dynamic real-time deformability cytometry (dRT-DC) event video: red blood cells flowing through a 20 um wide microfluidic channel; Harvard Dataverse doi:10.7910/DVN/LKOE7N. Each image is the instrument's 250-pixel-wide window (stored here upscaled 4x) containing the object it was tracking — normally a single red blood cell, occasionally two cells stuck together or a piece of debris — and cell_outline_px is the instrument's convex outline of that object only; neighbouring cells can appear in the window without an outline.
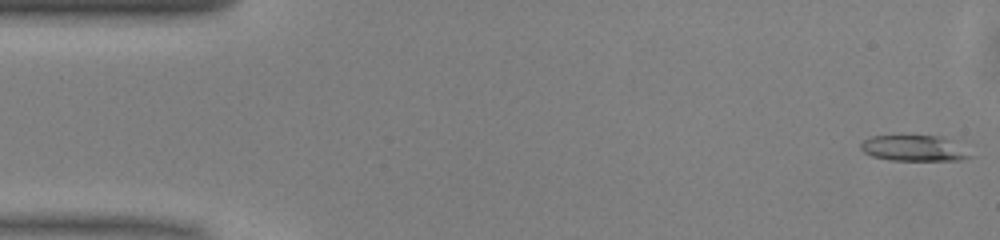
{"species": "common noctule bat (a hibernating species)", "species_latin": "Nyctalus noctula", "temperature_condition": "warm", "stored_images_in_passage": 49, "camera_frame_rate_fps": 3000, "um_per_image_px": 0.085, "animal": {"sex": "male", "body_mass_g": 13.0, "forearm_length_mm": 53.1}, "frame": {"image": 1, "passage_image": 1, "time_ms": 0.0, "image_size_px": [1000, 240], "cell_outline_px": [[976, 156], [960, 160], [888, 160], [872, 156], [864, 152], [860, 148], [860, 144], [864, 140], [872, 136], [944, 136]], "centroid_in_image_um": [77.7, 12.61], "position_along_channel_um": 7.3, "area_um2": 16.42}}
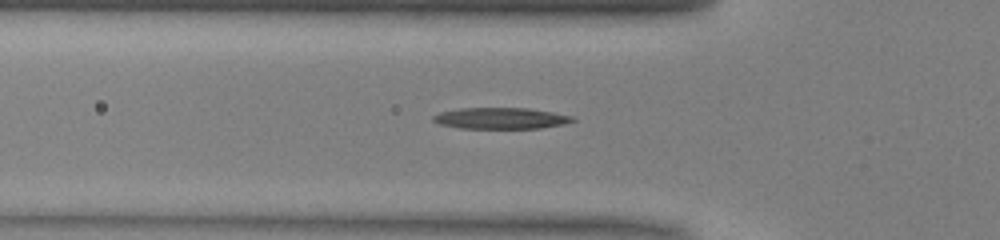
{"frame": {"image": 2, "passage_image": 16, "time_ms": 5.0, "image_size_px": [1000, 240], "cell_outline_px": [[576, 120], [564, 124], [540, 128], [460, 128], [440, 124], [432, 120], [432, 116], [440, 112], [460, 108], [528, 108], [552, 112], [572, 116]], "centroid_in_image_um": [42.56, 10.05], "position_along_channel_um": 83.2, "area_um2": 17.17}}
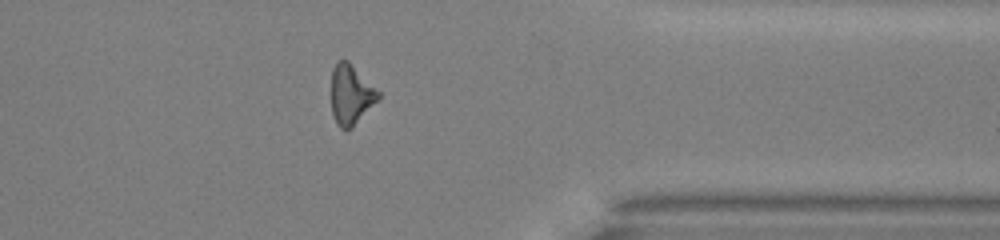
{"frame": {"image": 3, "passage_image": 39, "time_ms": 12.667, "image_size_px": [1000, 240], "cell_outline_px": [[380, 96], [352, 128], [344, 132], [336, 124], [332, 116], [332, 68], [336, 60], [348, 60], [380, 92]], "centroid_in_image_um": [29.8, 8.05], "position_along_channel_um": 381.6, "area_um2": 16.42}, "authors_computed_cell_mechanics": {"area_um2": 16.9354, "velocity_mm_per_s": 4.0964, "shape_relaxation_time_tau1_ms": 5.7643, "shape_relaxation_time_tau2_ms": null, "deformation_change_tau1": 0.2054, "deformation_change_tau2": null}}